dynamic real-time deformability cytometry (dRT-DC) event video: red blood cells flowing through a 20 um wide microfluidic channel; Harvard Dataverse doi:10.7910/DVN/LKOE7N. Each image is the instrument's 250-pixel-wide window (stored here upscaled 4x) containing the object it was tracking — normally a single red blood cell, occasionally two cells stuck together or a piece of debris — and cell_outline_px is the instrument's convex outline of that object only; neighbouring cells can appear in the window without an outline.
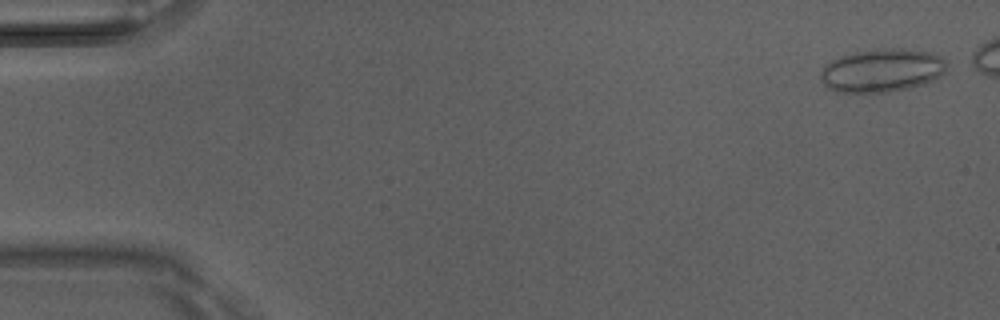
{"species": "Egyptian fruit bat (a non-hibernating species)", "species_latin": "Rousettus aegyptiacus", "temperature_condition": "room temperature", "stored_images_in_passage": 44, "camera_frame_rate_fps": 3000, "um_per_image_px": 0.085, "animal": {"sex": "male"}, "frame": {"image": 1, "passage_image": 2, "time_ms": 0.333, "image_size_px": [1000, 320], "cell_outline_px": [[948, 64], [944, 72], [940, 76], [924, 84], [908, 88], [888, 92], [836, 92], [828, 88], [820, 80], [820, 72], [824, 64], [840, 56], [856, 52], [884, 48], [900, 48], [928, 52], [940, 56]], "centroid_in_image_um": [74.94, 5.99], "position_along_channel_um": 10.1, "area_um2": 31.85}}
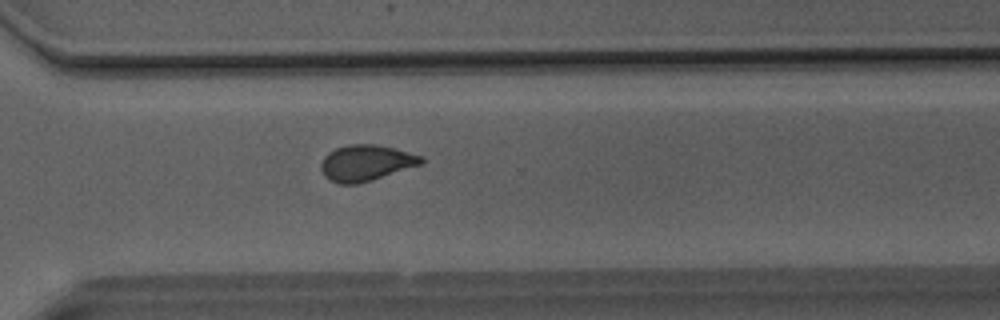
{"frame": {"image": 2, "passage_image": 36, "time_ms": 11.667, "image_size_px": [1000, 320], "cell_outline_px": [[424, 164], [372, 180], [356, 184], [340, 184], [324, 176], [320, 168], [320, 164], [324, 156], [328, 152], [336, 148], [348, 144], [376, 144], [424, 156]], "centroid_in_image_um": [31.12, 13.84], "position_along_channel_um": 339.5, "area_um2": 21.15}}
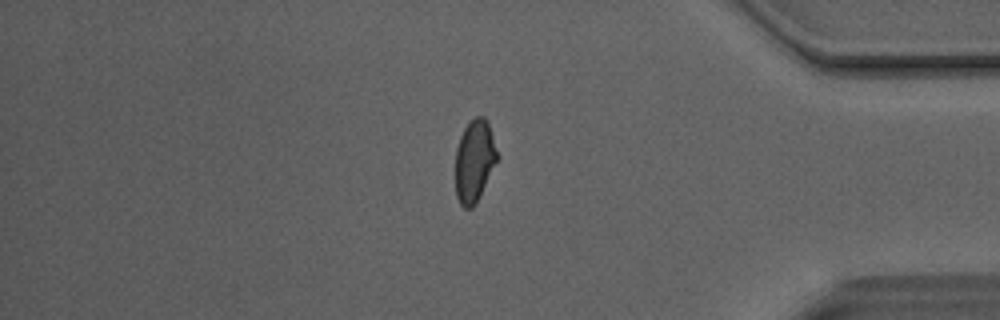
{"frame": {"image": 3, "passage_image": 42, "time_ms": 13.667, "image_size_px": [1000, 320], "cell_outline_px": [[500, 156], [476, 204], [472, 208], [464, 208], [460, 204], [456, 196], [456, 148], [460, 136], [464, 128], [476, 116], [484, 116], [488, 124]], "centroid_in_image_um": [40.34, 13.7], "position_along_channel_um": 394.9, "area_um2": 20.11}}